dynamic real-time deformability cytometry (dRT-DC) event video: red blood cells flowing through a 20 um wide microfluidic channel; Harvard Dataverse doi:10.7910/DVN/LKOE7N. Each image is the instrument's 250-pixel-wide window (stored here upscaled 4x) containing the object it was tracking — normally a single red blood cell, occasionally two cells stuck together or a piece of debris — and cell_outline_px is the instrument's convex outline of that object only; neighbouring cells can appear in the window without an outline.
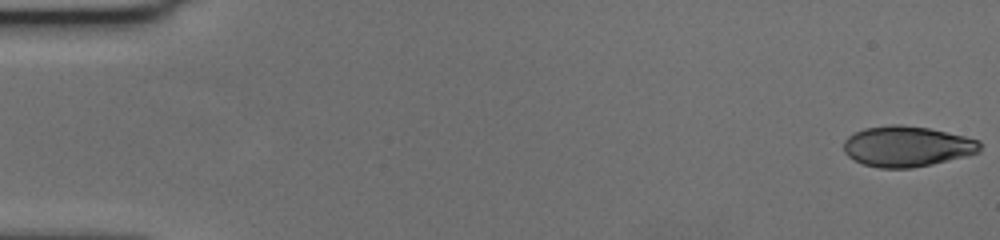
{"species": "human", "species_latin": "Homo sapiens", "temperature_condition": "cold", "stored_images_in_passage": 59, "camera_frame_rate_fps": 3000, "um_per_image_px": 0.085, "donor": {"sex": "female"}, "frame": {"image": 1, "passage_image": 1, "time_ms": 0.0, "image_size_px": [1000, 240], "cell_outline_px": [[980, 152], [932, 164], [912, 168], [880, 168], [864, 164], [848, 156], [844, 152], [844, 140], [848, 136], [864, 128], [892, 124], [900, 124], [928, 128], [964, 136], [980, 140]], "centroid_in_image_um": [77.08, 12.44], "position_along_channel_um": 7.9, "area_um2": 32.08}}
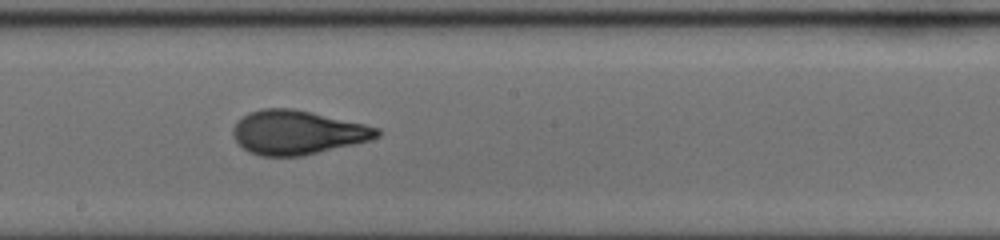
{"frame": {"image": 2, "passage_image": 33, "time_ms": 10.667, "image_size_px": [1000, 240], "cell_outline_px": [[380, 136], [372, 140], [304, 156], [260, 156], [248, 152], [232, 136], [232, 128], [248, 112], [260, 108], [292, 108], [312, 112], [364, 124], [380, 128]], "centroid_in_image_um": [25.29, 11.26], "position_along_channel_um": 222.9, "area_um2": 37.11}}
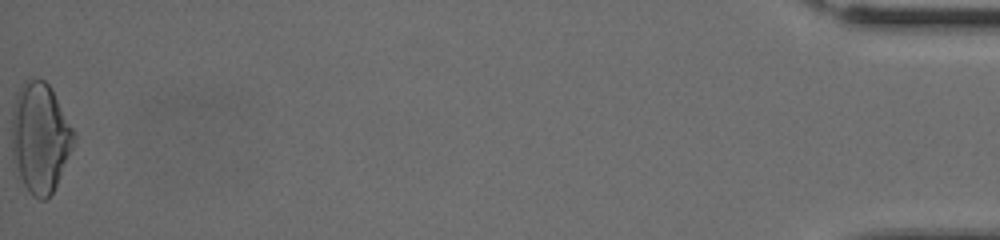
{"frame": {"image": 3, "passage_image": 59, "time_ms": 19.333, "image_size_px": [1000, 240], "cell_outline_px": [[76, 140], [56, 184], [52, 192], [44, 200], [40, 200], [32, 196], [28, 192], [16, 176], [12, 160], [12, 108], [16, 92], [24, 80], [28, 76], [44, 80], [52, 88], [76, 136]], "centroid_in_image_um": [3.36, 11.68], "position_along_channel_um": 431.8, "area_um2": 40.4}, "authors_computed_cell_mechanics": {"area_um2": 35.3158, "velocity_mm_per_s": 3.5699, "shape_relaxation_time_tau1_ms": 4.4076, "shape_relaxation_time_tau2_ms": 0.8657, "deformation_change_tau1": 0.1829, "deformation_change_tau2": 0.0653}}